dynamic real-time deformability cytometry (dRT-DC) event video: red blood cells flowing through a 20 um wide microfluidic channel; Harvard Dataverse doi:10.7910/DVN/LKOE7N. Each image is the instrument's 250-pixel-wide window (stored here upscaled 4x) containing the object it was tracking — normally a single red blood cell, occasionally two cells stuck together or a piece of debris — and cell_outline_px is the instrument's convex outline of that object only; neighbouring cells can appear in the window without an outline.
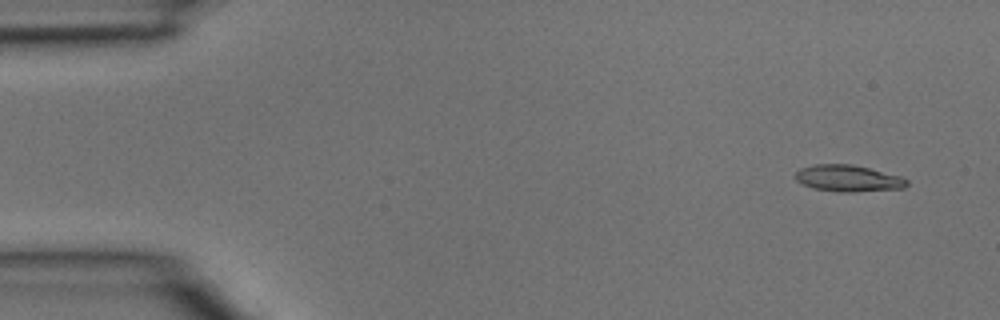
{"species": "common noctule bat (a hibernating species)", "species_latin": "Nyctalus noctula", "temperature_condition": "room temperature", "stored_images_in_passage": 4, "camera_frame_rate_fps": 3000, "um_per_image_px": 0.085, "animal": {"sex": "male", "body_mass_g": 15.6}, "frame": {"image": 1, "passage_image": 1, "time_ms": 0.0, "image_size_px": [1000, 320], "cell_outline_px": [[908, 184], [904, 188], [852, 192], [836, 192], [812, 188], [796, 180], [792, 176], [800, 168], [816, 164], [852, 164], [900, 176], [908, 180]], "centroid_in_image_um": [72.06, 15.16], "position_along_channel_um": 12.9, "area_um2": 17.28}}